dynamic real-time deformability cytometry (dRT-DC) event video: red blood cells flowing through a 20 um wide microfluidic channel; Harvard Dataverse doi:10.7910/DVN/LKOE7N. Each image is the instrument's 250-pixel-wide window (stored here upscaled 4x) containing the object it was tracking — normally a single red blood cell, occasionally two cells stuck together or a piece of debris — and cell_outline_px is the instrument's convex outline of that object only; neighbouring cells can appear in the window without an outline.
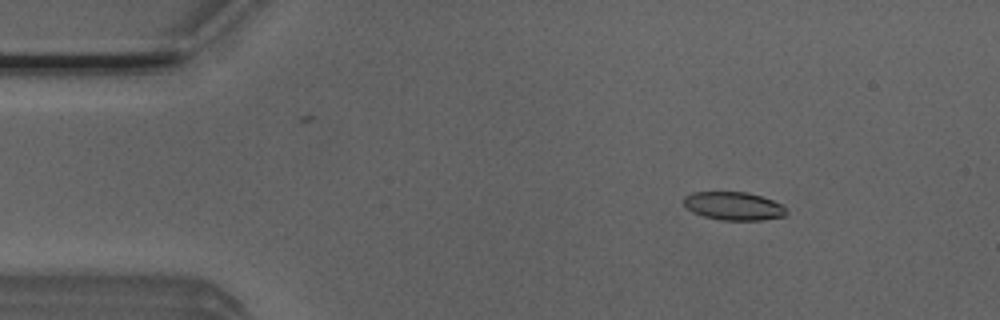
{"species": "Egyptian fruit bat (a non-hibernating species)", "species_latin": "Rousettus aegyptiacus", "temperature_condition": "room temperature", "stored_images_in_passage": 6, "camera_frame_rate_fps": 3000, "um_per_image_px": 0.085, "animal": {"sex": "male"}, "frame": {"image": 1, "passage_image": 3, "time_ms": 0.667, "image_size_px": [1000, 320], "cell_outline_px": [[788, 212], [784, 216], [760, 220], [720, 220], [704, 216], [692, 212], [684, 204], [684, 196], [692, 192], [748, 192], [772, 200], [780, 204]], "centroid_in_image_um": [62.33, 17.51], "position_along_channel_um": 22.7, "area_um2": 16.76}}